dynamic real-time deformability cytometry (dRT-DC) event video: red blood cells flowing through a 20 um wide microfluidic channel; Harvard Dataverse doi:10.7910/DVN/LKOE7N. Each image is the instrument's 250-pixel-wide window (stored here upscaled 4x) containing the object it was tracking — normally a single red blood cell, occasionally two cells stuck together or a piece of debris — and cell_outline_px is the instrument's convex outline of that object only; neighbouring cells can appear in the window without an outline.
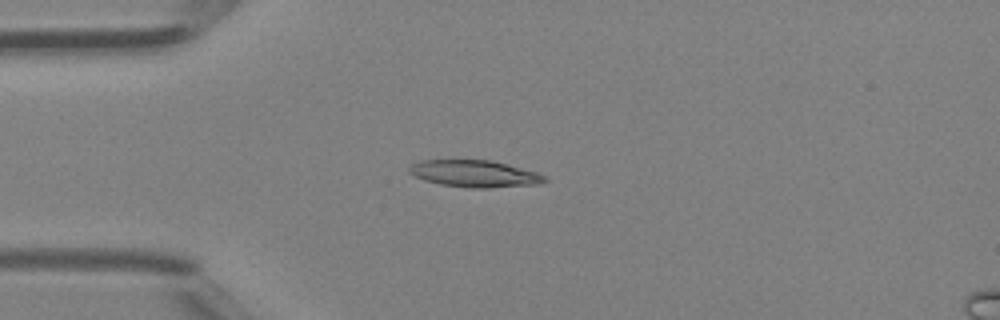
{"species": "Egyptian fruit bat (a non-hibernating species)", "species_latin": "Rousettus aegyptiacus", "temperature_condition": "room temperature", "stored_images_in_passage": 38, "camera_frame_rate_fps": 3000, "um_per_image_px": 0.085, "animal": {"sex": "female"}, "frame": {"image": 1, "passage_image": 3, "time_ms": 0.667, "image_size_px": [1000, 320], "cell_outline_px": [[548, 180], [536, 184], [488, 188], [468, 188], [440, 184], [424, 180], [408, 172], [408, 168], [412, 164], [420, 160], [492, 160], [536, 172], [548, 176]], "centroid_in_image_um": [40.34, 14.76], "position_along_channel_um": 44.7, "area_um2": 21.21}}
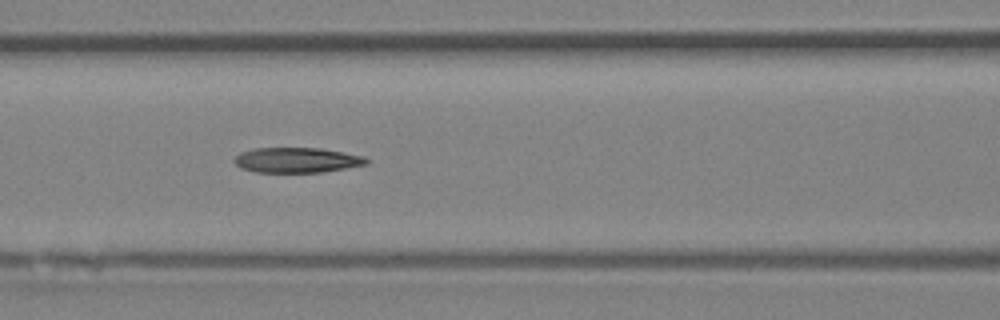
{"frame": {"image": 2, "passage_image": 11, "time_ms": 3.333, "image_size_px": [1000, 320], "cell_outline_px": [[368, 164], [320, 172], [256, 172], [240, 168], [232, 160], [240, 152], [252, 148], [320, 148], [364, 156], [368, 160]], "centroid_in_image_um": [25.18, 13.6], "position_along_channel_um": 141.4, "area_um2": 19.31}}
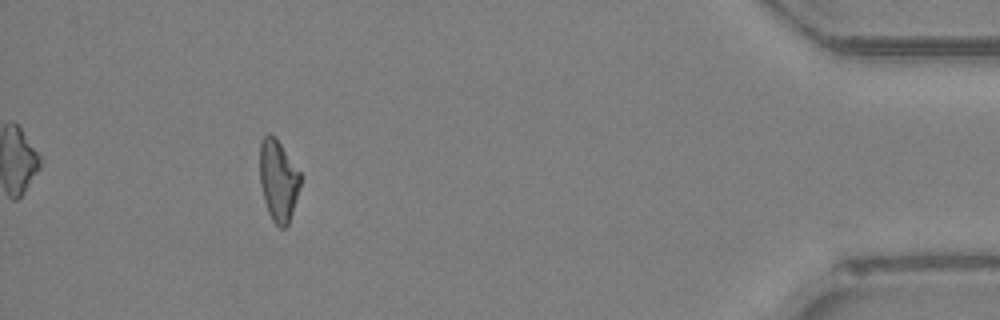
{"frame": {"image": 3, "passage_image": 34, "time_ms": 11.0, "image_size_px": [1000, 320], "cell_outline_px": [[300, 184], [292, 212], [288, 224], [284, 228], [280, 228], [272, 220], [268, 212], [264, 200], [260, 184], [260, 140], [268, 132], [276, 136], [300, 172]], "centroid_in_image_um": [23.63, 15.29], "position_along_channel_um": 411.6, "area_um2": 19.25}, "authors_computed_cell_mechanics": {"area_um2": 19.652, "velocity_mm_per_s": 4.3222, "shape_relaxation_time_tau1_ms": 11.3496, "shape_relaxation_time_tau2_ms": 3.8535, "deformation_change_tau1": 0.2895, "deformation_change_tau2": 0.1316}}